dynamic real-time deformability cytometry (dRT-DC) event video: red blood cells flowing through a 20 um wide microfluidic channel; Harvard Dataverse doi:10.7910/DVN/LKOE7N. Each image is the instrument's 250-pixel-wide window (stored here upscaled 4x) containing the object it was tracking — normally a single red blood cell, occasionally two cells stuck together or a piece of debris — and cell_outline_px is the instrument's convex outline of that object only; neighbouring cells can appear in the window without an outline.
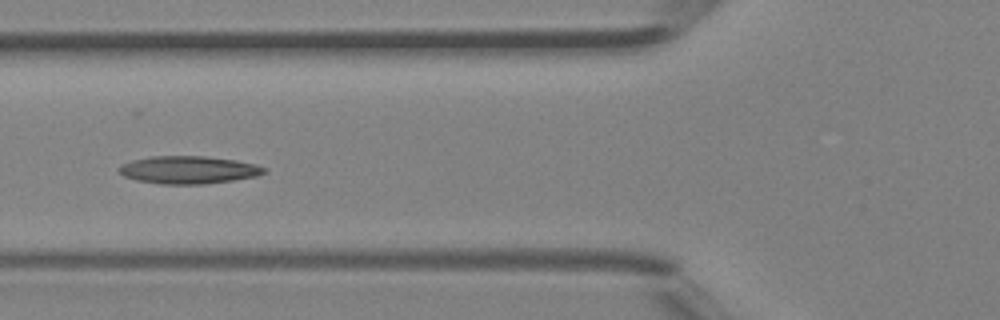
{"species": "Egyptian fruit bat (a non-hibernating species)", "species_latin": "Rousettus aegyptiacus", "temperature_condition": "room temperature", "stored_images_in_passage": 5, "camera_frame_rate_fps": 3000, "um_per_image_px": 0.085, "animal": {"sex": "female"}, "frame": {"image": 1, "passage_image": 5, "time_ms": 1.333, "image_size_px": [1000, 320], "cell_outline_px": [[268, 172], [256, 176], [232, 180], [204, 184], [160, 184], [136, 180], [124, 176], [116, 168], [132, 160], [152, 156], [204, 156], [236, 160], [256, 164], [268, 168]], "centroid_in_image_um": [16.05, 14.44], "position_along_channel_um": 109.7, "area_um2": 23.47}}